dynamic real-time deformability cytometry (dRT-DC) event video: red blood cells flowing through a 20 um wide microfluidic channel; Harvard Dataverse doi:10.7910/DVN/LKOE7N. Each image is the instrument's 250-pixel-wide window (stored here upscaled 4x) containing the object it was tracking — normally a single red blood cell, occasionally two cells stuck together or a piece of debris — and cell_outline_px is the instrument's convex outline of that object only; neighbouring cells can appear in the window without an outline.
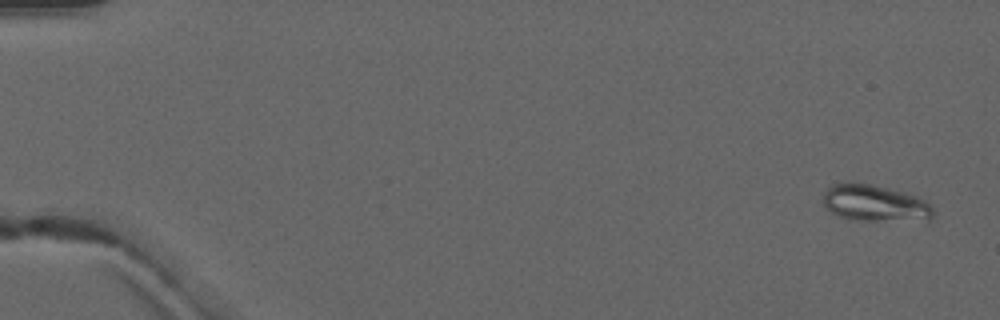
{"species": "common noctule bat (a hibernating species)", "species_latin": "Nyctalus noctula", "temperature_condition": "warm", "stored_images_in_passage": 5, "camera_frame_rate_fps": 3000, "um_per_image_px": 0.085, "animal": {"sex": "male", "forearm_length_mm": 52.5}, "frame": {"image": 1, "passage_image": 1, "time_ms": 0.0, "image_size_px": [1000, 320], "cell_outline_px": [[932, 216], [928, 220], [848, 220], [836, 216], [824, 204], [824, 192], [832, 184], [840, 180], [852, 180], [916, 196], [924, 200], [932, 208]], "centroid_in_image_um": [74.26, 17.25], "position_along_channel_um": 10.7, "area_um2": 23.41}}